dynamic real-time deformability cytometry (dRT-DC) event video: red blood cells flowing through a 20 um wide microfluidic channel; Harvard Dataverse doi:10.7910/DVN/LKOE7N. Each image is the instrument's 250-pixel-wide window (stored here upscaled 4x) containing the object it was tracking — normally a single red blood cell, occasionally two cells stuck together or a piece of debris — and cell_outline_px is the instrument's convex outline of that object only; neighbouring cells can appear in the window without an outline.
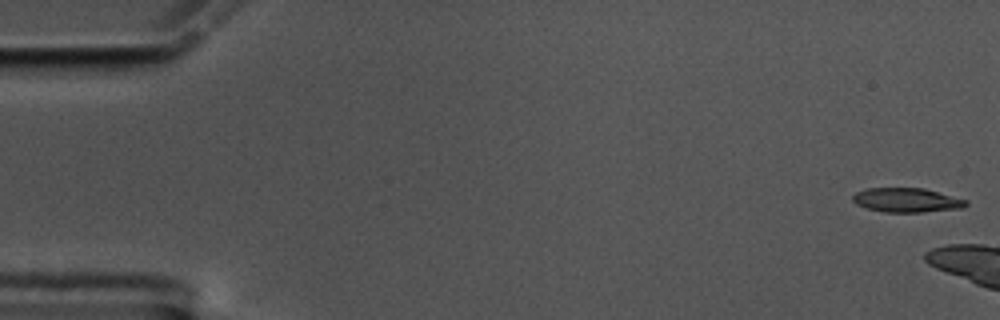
{"species": "common noctule bat (a hibernating species)", "species_latin": "Nyctalus noctula", "temperature_condition": "cold", "stored_images_in_passage": 10, "camera_frame_rate_fps": 3000, "um_per_image_px": 0.085, "animal": {"sex": "male", "body_mass_g": 17.5, "forearm_length_mm": 52.3}, "frame": {"image": 1, "passage_image": 1, "time_ms": 0.0, "image_size_px": [1000, 320], "cell_outline_px": [[968, 204], [964, 208], [924, 212], [884, 212], [868, 208], [856, 204], [852, 200], [852, 196], [856, 192], [864, 188], [924, 188], [968, 200]], "centroid_in_image_um": [77.09, 17.01], "position_along_channel_um": 7.9, "area_um2": 16.13}}